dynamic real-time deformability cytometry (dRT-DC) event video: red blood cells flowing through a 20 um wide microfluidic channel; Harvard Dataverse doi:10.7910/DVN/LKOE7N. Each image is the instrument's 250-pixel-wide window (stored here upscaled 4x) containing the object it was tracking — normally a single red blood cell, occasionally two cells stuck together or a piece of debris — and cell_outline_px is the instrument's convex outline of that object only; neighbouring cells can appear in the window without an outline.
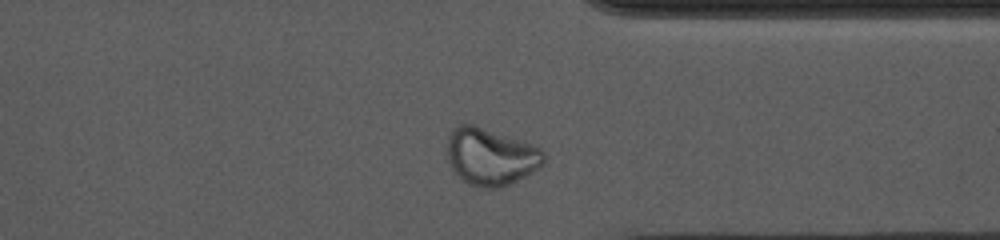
{"species": "common noctule bat (a hibernating species)", "species_latin": "Nyctalus noctula", "temperature_condition": "cold", "stored_images_in_passage": 44, "camera_frame_rate_fps": 3000, "um_per_image_px": 0.085, "animal": {"sex": "female", "body_mass_g": 10.0, "forearm_length_mm": 53.1}, "frame": {"image": 1, "passage_image": 38, "time_ms": 12.333, "image_size_px": [1000, 240], "cell_outline_px": [[544, 160], [532, 172], [500, 188], [480, 188], [468, 184], [452, 168], [448, 160], [448, 136], [460, 124], [476, 124], [532, 144], [540, 148], [544, 152]], "centroid_in_image_um": [41.7, 13.3], "position_along_channel_um": 369.7, "area_um2": 31.79}, "authors_computed_cell_mechanics": {"area_um2": 26.5591, "velocity_mm_per_s": 3.644, "shape_relaxation_time_tau1_ms": null, "shape_relaxation_time_tau2_ms": 2.5195, "deformation_change_tau1": null, "deformation_change_tau2": 0.0733}}